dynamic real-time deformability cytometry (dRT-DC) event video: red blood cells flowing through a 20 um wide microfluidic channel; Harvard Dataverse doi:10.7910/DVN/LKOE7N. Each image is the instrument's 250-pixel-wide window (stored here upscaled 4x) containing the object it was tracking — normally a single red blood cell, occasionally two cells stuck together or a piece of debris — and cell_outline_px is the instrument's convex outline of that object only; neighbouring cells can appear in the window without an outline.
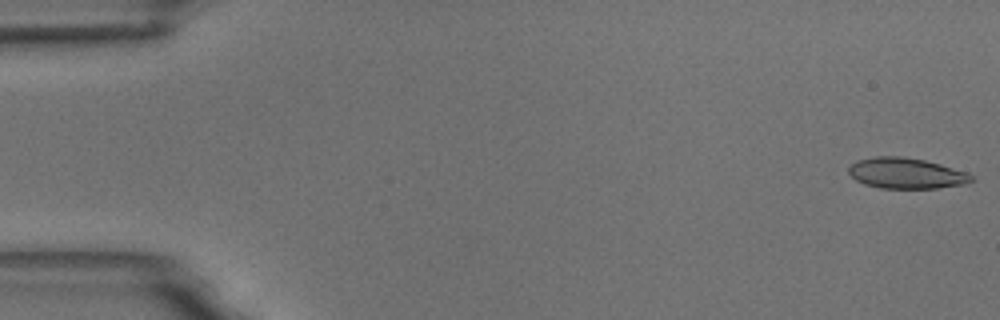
{"species": "common noctule bat (a hibernating species)", "species_latin": "Nyctalus noctula", "temperature_condition": "room temperature", "stored_images_in_passage": 4, "camera_frame_rate_fps": 3000, "um_per_image_px": 0.085, "animal": {"sex": "male", "body_mass_g": 18.8}, "frame": {"image": 1, "passage_image": 1, "time_ms": 0.0, "image_size_px": [1000, 320], "cell_outline_px": [[972, 180], [968, 184], [936, 188], [880, 188], [864, 184], [856, 180], [848, 172], [848, 168], [856, 160], [876, 156], [900, 156], [924, 160], [940, 164], [968, 172], [972, 176]], "centroid_in_image_um": [77.03, 14.73], "position_along_channel_um": 8.0, "area_um2": 22.02}}